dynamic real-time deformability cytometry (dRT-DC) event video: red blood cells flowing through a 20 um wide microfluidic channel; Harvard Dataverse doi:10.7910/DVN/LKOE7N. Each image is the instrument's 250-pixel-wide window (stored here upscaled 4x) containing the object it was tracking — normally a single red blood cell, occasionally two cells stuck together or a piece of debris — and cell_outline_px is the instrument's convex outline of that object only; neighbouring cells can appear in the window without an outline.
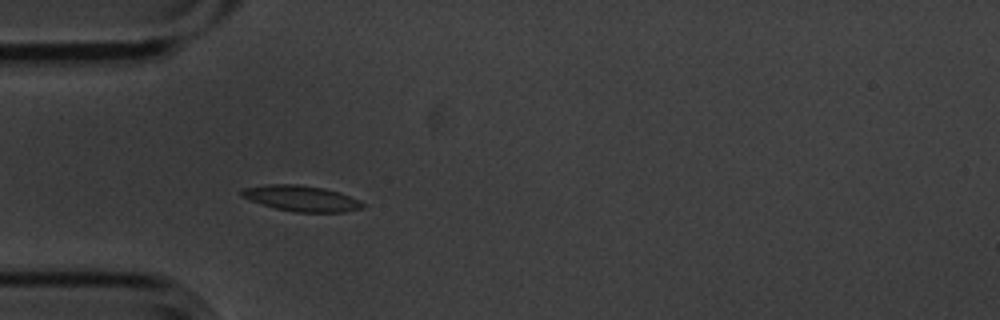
{"species": "common noctule bat (a hibernating species)", "species_latin": "Nyctalus noctula", "temperature_condition": "cold", "stored_images_in_passage": 5, "camera_frame_rate_fps": 3000, "um_per_image_px": 0.085, "animal": {"sex": "male", "body_mass_g": 20.1, "forearm_length_mm": 53.5}, "frame": {"image": 1, "passage_image": 5, "time_ms": 1.333, "image_size_px": [1000, 320], "cell_outline_px": [[364, 208], [344, 212], [296, 212], [276, 208], [260, 204], [240, 196], [240, 192], [244, 188], [268, 184], [300, 184], [324, 188], [340, 192], [364, 204]], "centroid_in_image_um": [25.58, 16.86], "position_along_channel_um": 59.4, "area_um2": 18.09}}